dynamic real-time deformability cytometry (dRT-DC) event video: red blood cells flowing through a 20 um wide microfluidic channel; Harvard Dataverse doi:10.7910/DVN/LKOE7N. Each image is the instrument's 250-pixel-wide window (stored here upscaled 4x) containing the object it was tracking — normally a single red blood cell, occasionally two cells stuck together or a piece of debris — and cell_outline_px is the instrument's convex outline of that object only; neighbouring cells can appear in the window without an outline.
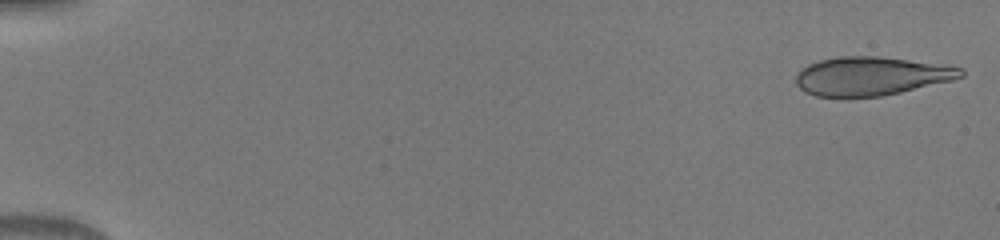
{"species": "human", "species_latin": "Homo sapiens", "temperature_condition": "warm", "stored_images_in_passage": 49, "camera_frame_rate_fps": 3000, "um_per_image_px": 0.085, "donor": {"sex": "male"}, "frame": {"image": 1, "passage_image": 1, "time_ms": 0.0, "image_size_px": [1000, 240], "cell_outline_px": [[964, 76], [952, 80], [900, 92], [880, 96], [816, 96], [804, 92], [796, 84], [796, 72], [800, 68], [808, 64], [820, 60], [836, 56], [880, 56], [944, 64], [964, 68]], "centroid_in_image_um": [74.05, 6.45], "position_along_channel_um": 11.0, "area_um2": 37.28}}
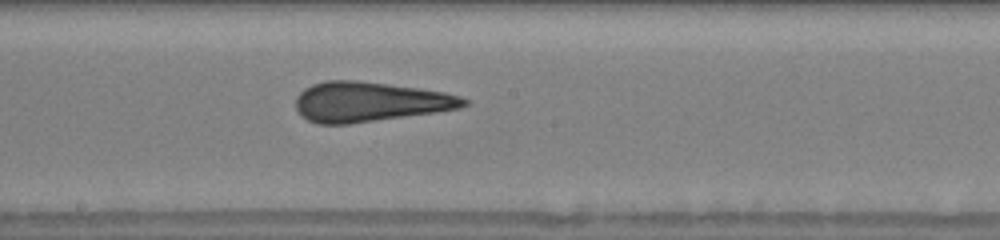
{"frame": {"image": 2, "passage_image": 28, "time_ms": 9.0, "image_size_px": [1000, 240], "cell_outline_px": [[468, 104], [460, 108], [436, 112], [348, 124], [316, 124], [308, 120], [296, 108], [296, 96], [304, 88], [312, 84], [324, 80], [356, 80], [420, 88], [444, 92], [460, 96], [468, 100]], "centroid_in_image_um": [31.41, 8.65], "position_along_channel_um": 216.8, "area_um2": 38.96}}
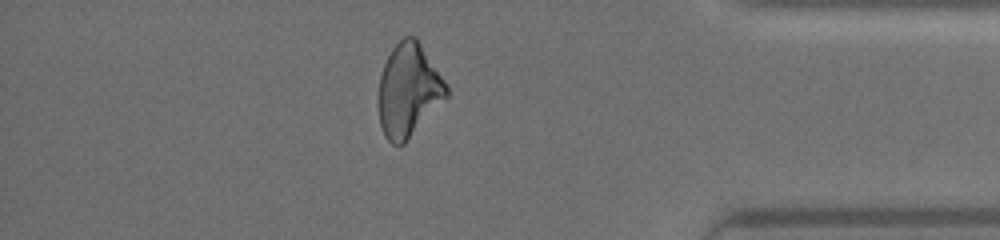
{"frame": {"image": 3, "passage_image": 43, "time_ms": 14.0, "image_size_px": [1000, 240], "cell_outline_px": [[448, 96], [404, 144], [392, 144], [384, 136], [380, 124], [380, 76], [384, 64], [392, 48], [404, 36], [416, 36], [448, 88]], "centroid_in_image_um": [34.73, 7.68], "position_along_channel_um": 400.5, "area_um2": 36.13}}